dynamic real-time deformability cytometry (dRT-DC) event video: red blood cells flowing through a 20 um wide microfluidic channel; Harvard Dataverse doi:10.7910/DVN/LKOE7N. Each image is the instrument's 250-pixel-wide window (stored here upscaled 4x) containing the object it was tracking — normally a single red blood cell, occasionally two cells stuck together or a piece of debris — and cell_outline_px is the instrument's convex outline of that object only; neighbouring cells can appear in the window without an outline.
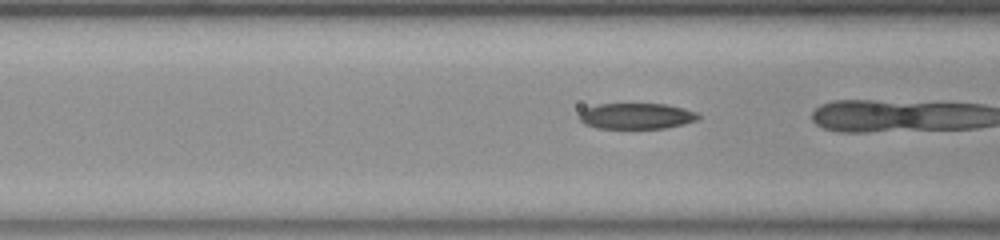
{"species": "common noctule bat (a hibernating species)", "species_latin": "Nyctalus noctula", "temperature_condition": "room temperature", "stored_images_in_passage": 7, "camera_frame_rate_fps": 3000, "um_per_image_px": 0.085, "animal": {"sex": "female", "body_mass_g": 23.0, "forearm_length_mm": 53.4}, "frame": {"image": 1, "passage_image": 4, "time_ms": 1.0, "image_size_px": [1000, 240], "cell_outline_px": [[700, 116], [696, 120], [684, 124], [664, 128], [596, 128], [584, 124], [580, 120], [580, 112], [584, 108], [596, 104], [668, 104], [684, 108], [696, 112]], "centroid_in_image_um": [54.08, 9.86], "position_along_channel_um": 112.5, "area_um2": 17.98}}